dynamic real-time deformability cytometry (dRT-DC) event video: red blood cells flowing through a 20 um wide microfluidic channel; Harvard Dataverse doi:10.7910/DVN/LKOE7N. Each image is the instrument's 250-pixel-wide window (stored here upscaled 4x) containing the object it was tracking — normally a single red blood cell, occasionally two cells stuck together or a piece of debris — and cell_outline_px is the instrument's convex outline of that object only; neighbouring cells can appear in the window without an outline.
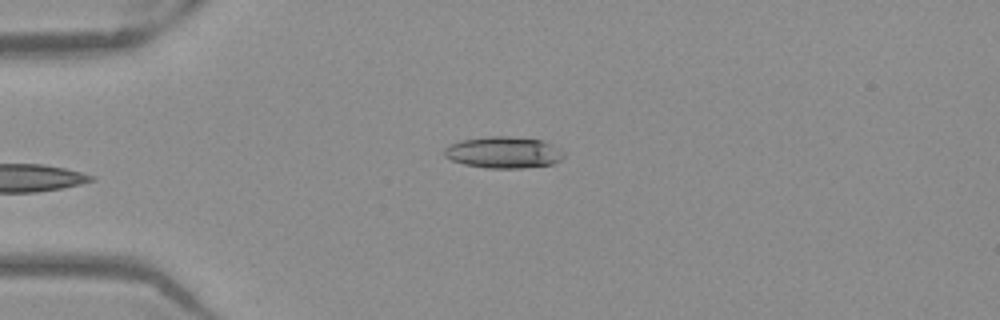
{"species": "Egyptian fruit bat (a non-hibernating species)", "species_latin": "Rousettus aegyptiacus", "temperature_condition": "warm", "stored_images_in_passage": 37, "camera_frame_rate_fps": 3000, "um_per_image_px": 0.085, "frame": {"image": 1, "passage_image": 2, "time_ms": 0.333, "image_size_px": [1000, 320], "cell_outline_px": [[564, 156], [560, 160], [552, 164], [520, 168], [484, 168], [464, 164], [452, 160], [444, 156], [444, 148], [448, 144], [460, 140], [488, 136], [508, 136], [544, 140], [560, 148], [564, 152]], "centroid_in_image_um": [42.79, 12.94], "position_along_channel_um": 42.2, "area_um2": 22.2}}
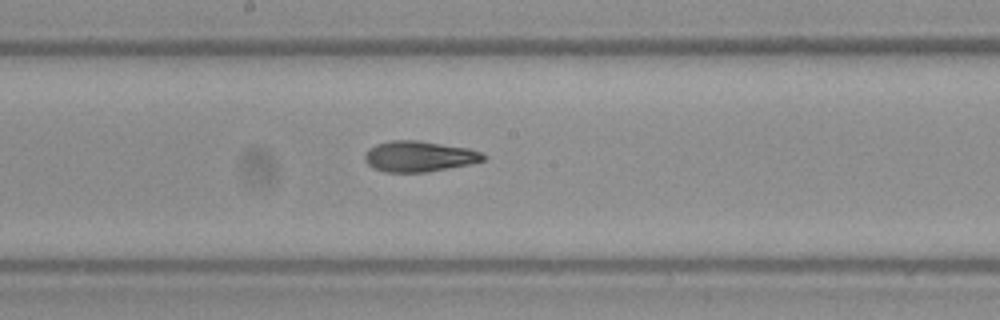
{"frame": {"image": 2, "passage_image": 17, "time_ms": 5.333, "image_size_px": [1000, 320], "cell_outline_px": [[488, 156], [484, 160], [472, 164], [428, 172], [384, 172], [372, 168], [364, 160], [364, 152], [368, 148], [376, 144], [392, 140], [416, 140], [472, 148], [484, 152]], "centroid_in_image_um": [35.66, 13.29], "position_along_channel_um": 212.5, "area_um2": 21.73}}
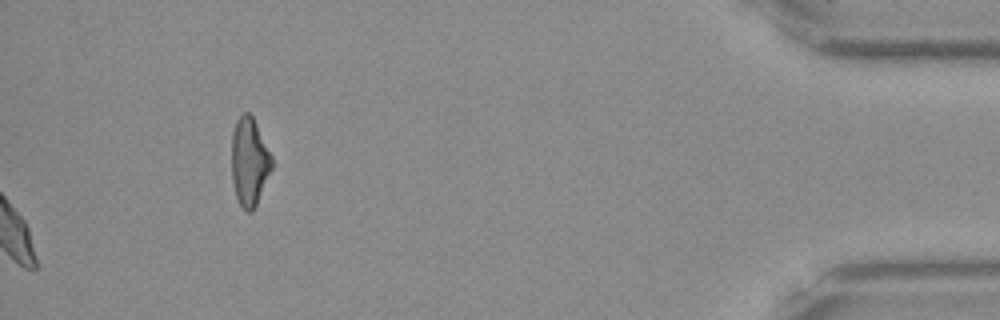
{"frame": {"image": 3, "passage_image": 37, "time_ms": 12.0, "image_size_px": [1000, 320], "cell_outline_px": [[272, 168], [256, 204], [252, 212], [248, 212], [240, 204], [236, 196], [232, 180], [232, 132], [236, 120], [244, 112], [248, 112], [252, 116], [272, 156]], "centroid_in_image_um": [21.19, 13.73], "position_along_channel_um": 414.0, "area_um2": 20.35}, "authors_computed_cell_mechanics": {"area_um2": 21.386, "velocity_mm_per_s": 3.9429, "shape_relaxation_time_tau1_ms": 4.5543, "shape_relaxation_time_tau2_ms": 2.0171, "deformation_change_tau1": 0.1715, "deformation_change_tau2": 0.1014}}